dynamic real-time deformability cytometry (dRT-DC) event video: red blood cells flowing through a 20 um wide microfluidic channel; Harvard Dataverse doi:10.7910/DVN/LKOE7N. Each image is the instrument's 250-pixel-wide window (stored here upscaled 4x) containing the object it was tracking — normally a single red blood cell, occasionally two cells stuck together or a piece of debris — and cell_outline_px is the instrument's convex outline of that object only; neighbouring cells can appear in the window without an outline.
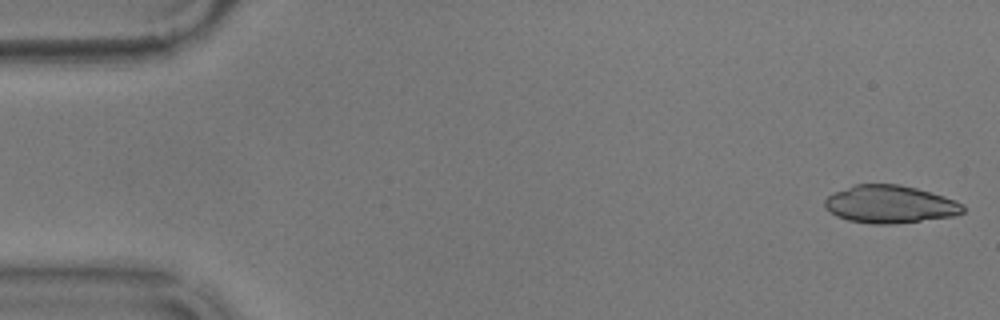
{"species": "common noctule bat (a hibernating species)", "species_latin": "Nyctalus noctula", "temperature_condition": "warm", "stored_images_in_passage": 49, "camera_frame_rate_fps": 3000, "um_per_image_px": 0.085, "animal": {"sex": "male", "body_mass_g": 17.9}, "frame": {"image": 1, "passage_image": 1, "time_ms": 0.0, "image_size_px": [1000, 320], "cell_outline_px": [[964, 212], [956, 216], [896, 224], [872, 224], [848, 220], [836, 216], [824, 208], [824, 200], [828, 196], [836, 192], [856, 184], [900, 184], [916, 188], [944, 196], [956, 200], [964, 204]], "centroid_in_image_um": [75.68, 17.37], "position_along_channel_um": 9.3, "area_um2": 30.58}}